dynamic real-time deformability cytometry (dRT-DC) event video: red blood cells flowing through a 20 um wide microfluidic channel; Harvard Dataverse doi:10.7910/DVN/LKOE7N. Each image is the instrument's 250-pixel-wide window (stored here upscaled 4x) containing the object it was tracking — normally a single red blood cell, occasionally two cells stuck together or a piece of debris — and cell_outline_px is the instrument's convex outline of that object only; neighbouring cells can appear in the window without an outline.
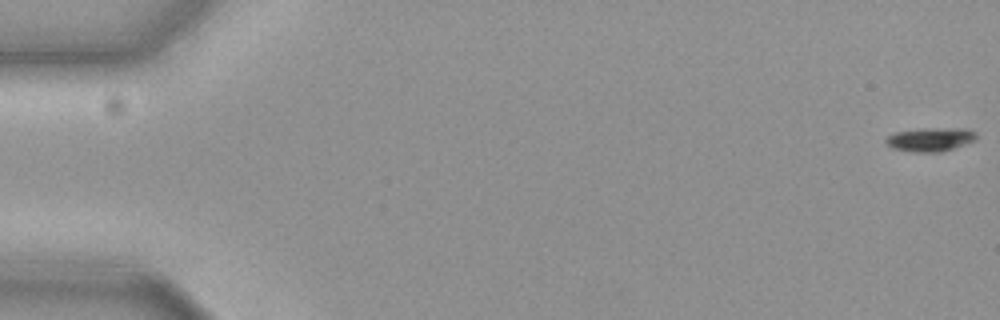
{"species": "common noctule bat (a hibernating species)", "species_latin": "Nyctalus noctula", "temperature_condition": "cold", "stored_images_in_passage": 59, "segment_of_instrument_passage": [1, 2], "camera_frame_rate_fps": 3000, "um_per_image_px": 0.085, "animal": {"sex": "female", "body_mass_g": 19.3, "forearm_length_mm": 54.1}, "frame": {"image": 1, "passage_image": 1, "time_ms": 0.0, "image_size_px": [1000, 320], "cell_outline_px": [[976, 140], [944, 152], [912, 152], [892, 148], [884, 140], [888, 136], [896, 132], [964, 128], [972, 132], [976, 136]], "centroid_in_image_um": [79.08, 11.9], "position_along_channel_um": 5.9, "area_um2": 11.91}}
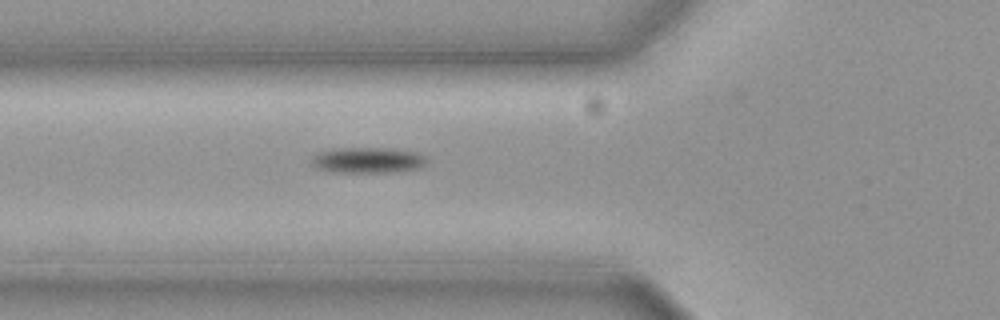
{"frame": {"image": 2, "passage_image": 22, "time_ms": 7.0, "image_size_px": [1000, 320], "cell_outline_px": [[428, 160], [420, 168], [400, 172], [332, 172], [316, 168], [312, 164], [312, 156], [320, 152], [340, 148], [380, 148], [416, 152], [424, 156]], "centroid_in_image_um": [31.27, 13.63], "position_along_channel_um": 94.5, "area_um2": 17.17}}
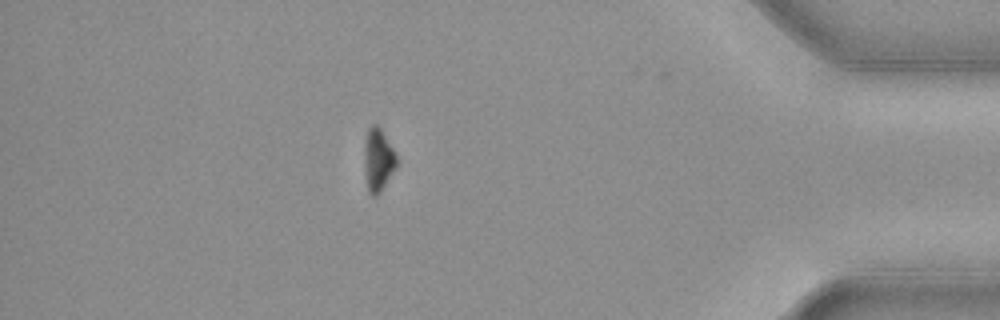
{"frame": {"image": 3, "passage_image": 51, "time_ms": 16.667, "image_size_px": [1000, 320], "cell_outline_px": [[396, 168], [380, 192], [376, 196], [372, 196], [368, 192], [364, 168], [364, 144], [368, 128], [372, 124], [376, 124], [380, 128], [392, 148], [396, 156]], "centroid_in_image_um": [32.11, 13.6], "position_along_channel_um": 403.1, "area_um2": 11.73}}